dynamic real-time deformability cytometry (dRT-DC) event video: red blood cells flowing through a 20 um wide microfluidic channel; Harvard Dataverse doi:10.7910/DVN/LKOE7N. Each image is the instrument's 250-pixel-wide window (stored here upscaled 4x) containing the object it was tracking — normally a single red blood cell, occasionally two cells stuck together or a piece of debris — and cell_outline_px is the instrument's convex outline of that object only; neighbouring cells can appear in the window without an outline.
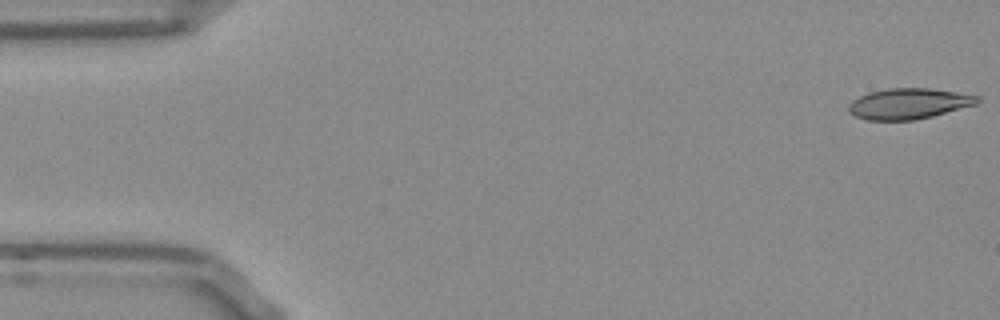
{"species": "Egyptian fruit bat (a non-hibernating species)", "species_latin": "Rousettus aegyptiacus", "temperature_condition": "room temperature", "stored_images_in_passage": 9, "camera_frame_rate_fps": 3000, "um_per_image_px": 0.085, "frame": {"image": 1, "passage_image": 1, "time_ms": 0.0, "image_size_px": [1000, 320], "cell_outline_px": [[980, 100], [976, 104], [932, 116], [916, 120], [868, 120], [856, 116], [848, 112], [848, 104], [852, 100], [868, 92], [888, 88], [928, 88], [956, 92], [980, 96]], "centroid_in_image_um": [77.21, 8.81], "position_along_channel_um": 7.8, "area_um2": 23.0}}